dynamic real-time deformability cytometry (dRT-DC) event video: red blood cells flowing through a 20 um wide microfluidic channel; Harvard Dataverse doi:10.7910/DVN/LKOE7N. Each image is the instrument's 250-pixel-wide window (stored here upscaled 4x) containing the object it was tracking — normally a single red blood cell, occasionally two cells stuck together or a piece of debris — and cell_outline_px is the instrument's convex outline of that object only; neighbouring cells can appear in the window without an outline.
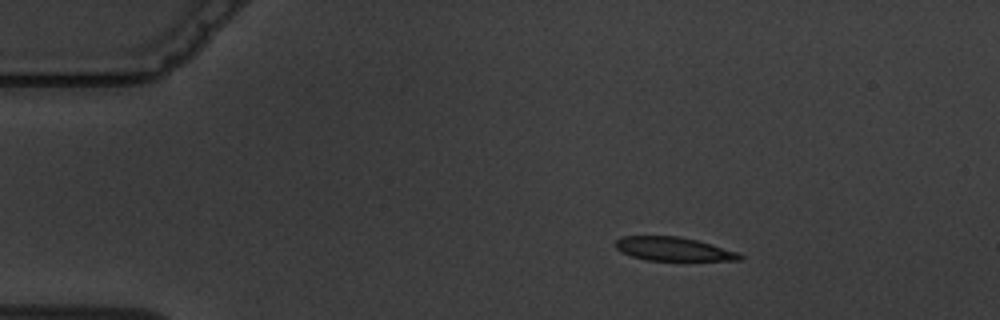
{"species": "common noctule bat (a hibernating species)", "species_latin": "Nyctalus noctula", "temperature_condition": "warm", "stored_images_in_passage": 4, "camera_frame_rate_fps": 3000, "um_per_image_px": 0.085, "animal": {"sex": "male", "body_mass_g": 19.5, "forearm_length_mm": 54.6}, "frame": {"image": 1, "passage_image": 2, "time_ms": 2.0, "image_size_px": [1000, 320], "cell_outline_px": [[744, 256], [740, 260], [648, 260], [632, 256], [616, 248], [616, 240], [620, 236], [680, 236], [712, 244], [740, 252]], "centroid_in_image_um": [57.28, 21.15], "position_along_channel_um": 27.7, "area_um2": 17.05}}